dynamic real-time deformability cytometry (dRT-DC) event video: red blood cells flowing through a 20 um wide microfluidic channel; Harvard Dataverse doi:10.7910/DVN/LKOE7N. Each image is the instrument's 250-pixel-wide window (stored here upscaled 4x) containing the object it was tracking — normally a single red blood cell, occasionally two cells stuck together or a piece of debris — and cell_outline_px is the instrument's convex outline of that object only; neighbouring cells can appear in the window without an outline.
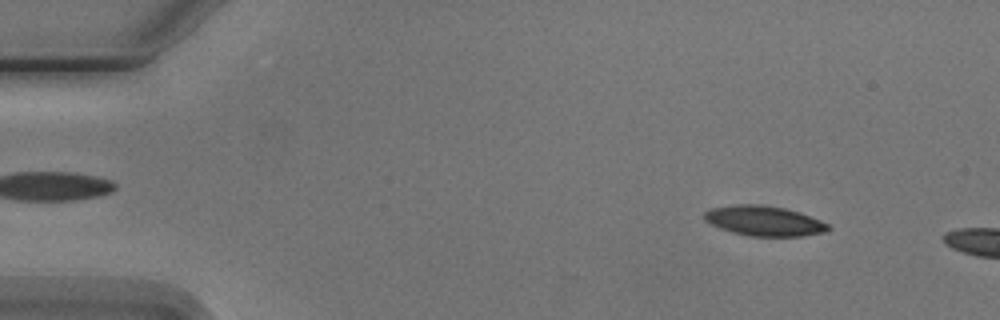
{"species": "Egyptian fruit bat (a non-hibernating species)", "species_latin": "Rousettus aegyptiacus", "temperature_condition": "cold", "stored_images_in_passage": 4, "camera_frame_rate_fps": 3000, "um_per_image_px": 0.085, "animal": {"sex": "male"}, "frame": {"image": 1, "passage_image": 1, "time_ms": 0.0, "image_size_px": [1000, 320], "cell_outline_px": [[832, 228], [824, 232], [800, 236], [748, 236], [732, 232], [708, 224], [704, 220], [704, 212], [712, 208], [736, 204], [760, 204], [784, 208], [800, 212], [820, 220], [828, 224]], "centroid_in_image_um": [64.92, 18.77], "position_along_channel_um": 20.1, "area_um2": 21.73}}